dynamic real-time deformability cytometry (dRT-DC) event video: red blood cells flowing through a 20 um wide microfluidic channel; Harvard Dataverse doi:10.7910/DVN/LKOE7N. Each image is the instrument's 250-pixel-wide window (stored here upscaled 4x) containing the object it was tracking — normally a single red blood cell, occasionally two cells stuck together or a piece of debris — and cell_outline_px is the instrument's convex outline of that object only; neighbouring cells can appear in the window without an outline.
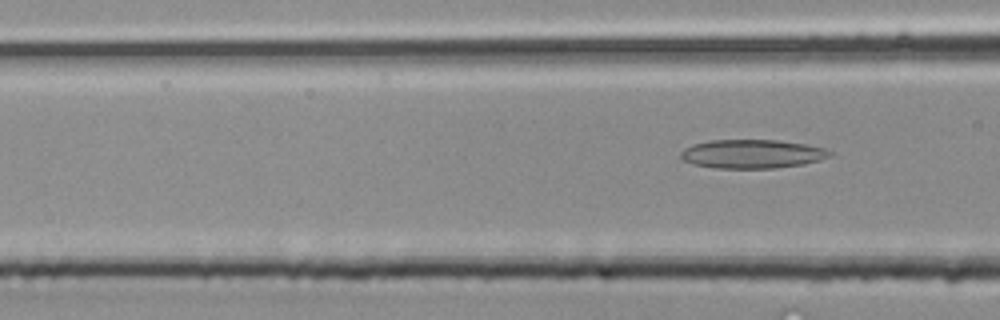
{"species": "common noctule bat (a hibernating species)", "species_latin": "Nyctalus noctula", "temperature_condition": "room temperature", "stored_images_in_passage": 4, "camera_frame_rate_fps": 3000, "um_per_image_px": 0.085, "animal": {"sex": "male", "body_mass_g": 20.4}, "frame": {"image": 1, "passage_image": 4, "time_ms": 1.0, "image_size_px": [1000, 320], "cell_outline_px": [[832, 152], [828, 156], [820, 160], [804, 164], [776, 168], [716, 168], [692, 164], [684, 160], [680, 156], [680, 152], [684, 148], [692, 144], [708, 140], [776, 140], [804, 144], [824, 148]], "centroid_in_image_um": [63.89, 13.08], "position_along_channel_um": 102.7, "area_um2": 24.97}}